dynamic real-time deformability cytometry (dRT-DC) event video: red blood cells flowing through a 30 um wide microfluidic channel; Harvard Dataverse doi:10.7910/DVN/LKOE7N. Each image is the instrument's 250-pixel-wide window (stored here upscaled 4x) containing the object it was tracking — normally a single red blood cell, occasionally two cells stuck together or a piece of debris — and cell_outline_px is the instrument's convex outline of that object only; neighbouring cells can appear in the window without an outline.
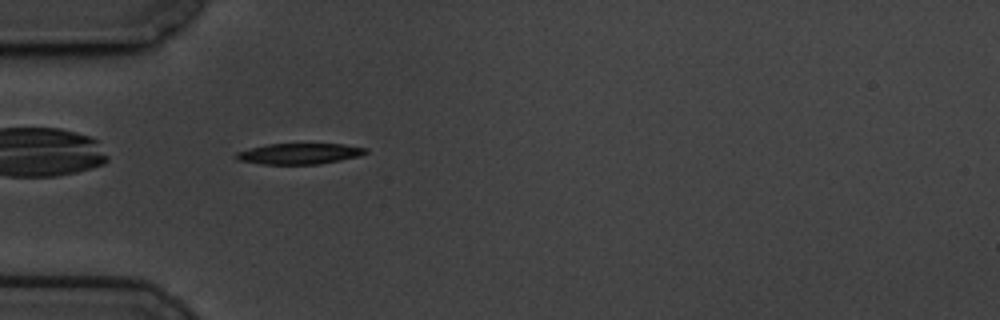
{"species": "common noctule bat (a hibernating species)", "species_latin": "Nyctalus noctula", "temperature_condition": "cold", "stored_images_in_passage": 43, "camera_frame_rate_fps": 3000, "um_per_image_px": 0.085, "animal": {"sex": "male", "body_mass_g": 19.5, "forearm_length_mm": 54.6}, "frame": {"image": 1, "passage_image": 2, "time_ms": 0.333, "image_size_px": [1000, 320], "cell_outline_px": [[368, 152], [360, 156], [320, 164], [260, 164], [236, 160], [232, 156], [236, 152], [268, 144], [344, 144], [368, 148]], "centroid_in_image_um": [25.43, 13.07], "position_along_channel_um": 59.6, "area_um2": 15.84}}
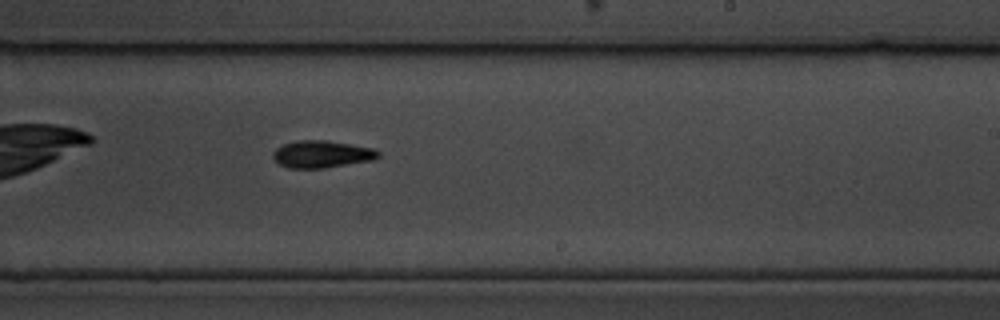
{"frame": {"image": 2, "passage_image": 20, "time_ms": 6.333, "image_size_px": [1000, 320], "cell_outline_px": [[380, 156], [376, 160], [324, 168], [288, 168], [280, 164], [272, 156], [272, 152], [276, 148], [284, 144], [296, 140], [324, 140], [372, 148], [380, 152]], "centroid_in_image_um": [27.36, 13.11], "position_along_channel_um": 261.6, "area_um2": 16.7}}
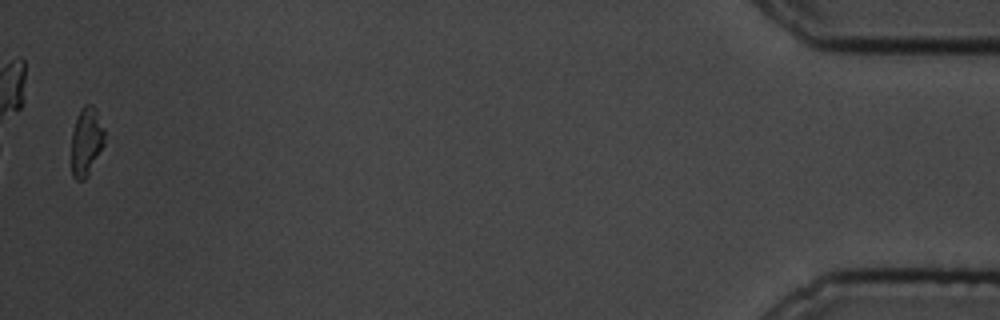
{"frame": {"image": 3, "passage_image": 42, "time_ms": 13.667, "image_size_px": [1000, 320], "cell_outline_px": [[104, 144], [88, 176], [84, 180], [76, 180], [72, 176], [72, 132], [80, 108], [84, 104], [92, 104], [96, 108], [104, 128]], "centroid_in_image_um": [7.35, 12.01], "position_along_channel_um": 427.9, "area_um2": 13.29}, "authors_computed_cell_mechanics": {"area_um2": 15.8372, "velocity_mm_per_s": 3.4409, "shape_relaxation_time_tau1_ms": 2.8107, "shape_relaxation_time_tau2_ms": null, "deformation_change_tau1": 0.1474, "deformation_change_tau2": null}}